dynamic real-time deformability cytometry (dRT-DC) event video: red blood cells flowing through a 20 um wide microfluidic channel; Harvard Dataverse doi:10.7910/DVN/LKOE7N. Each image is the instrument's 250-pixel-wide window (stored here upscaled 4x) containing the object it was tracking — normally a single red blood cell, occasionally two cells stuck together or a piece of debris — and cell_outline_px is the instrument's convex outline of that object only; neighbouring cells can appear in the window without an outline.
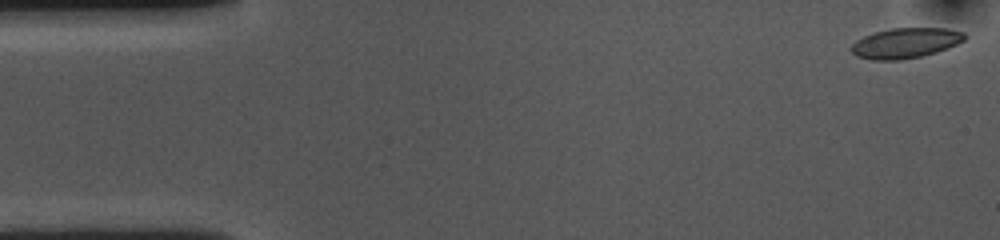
{"species": "common noctule bat (a hibernating species)", "species_latin": "Nyctalus noctula", "temperature_condition": "cold", "stored_images_in_passage": 54, "camera_frame_rate_fps": 3000, "um_per_image_px": 0.085, "animal": {"sex": "female", "body_mass_g": 10.0, "forearm_length_mm": 53.1}, "frame": {"image": 1, "passage_image": 1, "time_ms": 0.0, "image_size_px": [1000, 240], "cell_outline_px": [[964, 40], [948, 48], [936, 52], [920, 56], [900, 60], [872, 60], [856, 56], [852, 52], [852, 44], [856, 40], [864, 36], [876, 32], [892, 28], [948, 28], [964, 32]], "centroid_in_image_um": [76.96, 3.66], "position_along_channel_um": 8.0, "area_um2": 19.83}}
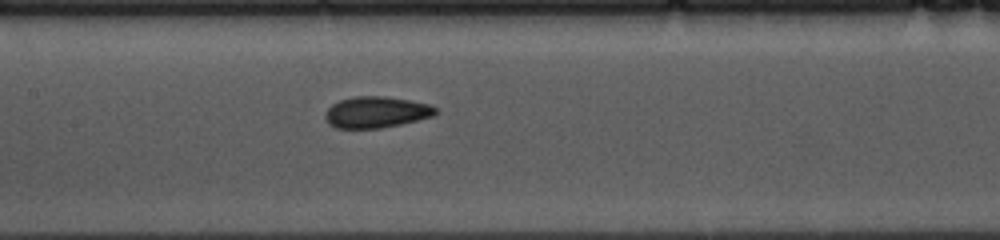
{"frame": {"image": 2, "passage_image": 24, "time_ms": 7.667, "image_size_px": [1000, 240], "cell_outline_px": [[436, 112], [432, 116], [400, 124], [380, 128], [336, 128], [328, 124], [324, 116], [324, 112], [332, 104], [340, 100], [356, 96], [384, 96], [408, 100], [428, 104], [436, 108]], "centroid_in_image_um": [31.92, 9.53], "position_along_channel_um": 175.5, "area_um2": 19.94}}
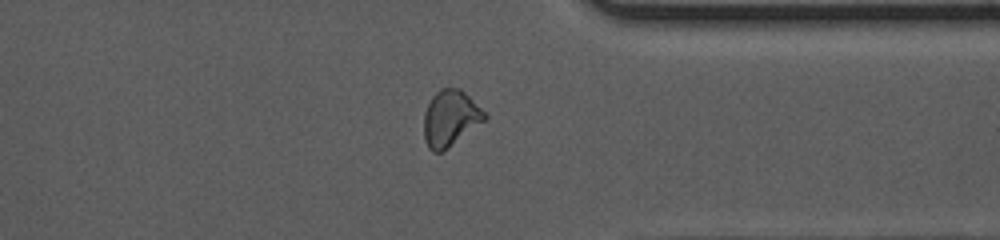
{"frame": {"image": 3, "passage_image": 41, "time_ms": 13.333, "image_size_px": [1000, 240], "cell_outline_px": [[488, 116], [484, 120], [440, 152], [432, 152], [428, 148], [424, 140], [424, 112], [432, 96], [440, 88], [460, 88]], "centroid_in_image_um": [38.22, 10.03], "position_along_channel_um": 373.2, "area_um2": 19.25}, "authors_computed_cell_mechanics": {"area_um2": 20.0855, "velocity_mm_per_s": 3.6134, "shape_relaxation_time_tau1_ms": 5.141, "shape_relaxation_time_tau2_ms": 2.163, "deformation_change_tau1": 0.1163, "deformation_change_tau2": 0.0629}}